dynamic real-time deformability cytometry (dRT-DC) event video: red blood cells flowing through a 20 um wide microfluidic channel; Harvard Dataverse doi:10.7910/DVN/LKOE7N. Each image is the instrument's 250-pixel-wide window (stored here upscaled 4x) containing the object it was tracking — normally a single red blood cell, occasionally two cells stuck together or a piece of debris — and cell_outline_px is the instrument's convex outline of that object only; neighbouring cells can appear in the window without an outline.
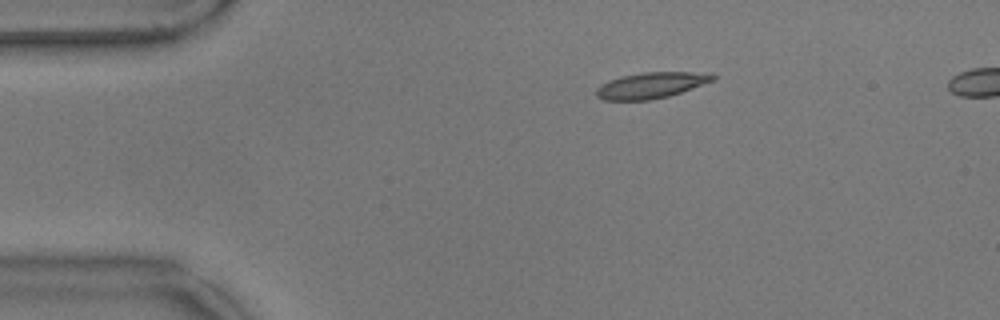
{"species": "common noctule bat (a hibernating species)", "species_latin": "Nyctalus noctula", "temperature_condition": "warm", "stored_images_in_passage": 49, "camera_frame_rate_fps": 3000, "um_per_image_px": 0.085, "animal": {"sex": "male", "body_mass_g": 17.9}, "frame": {"image": 1, "passage_image": 4, "time_ms": 1.0, "image_size_px": [1000, 320], "cell_outline_px": [[716, 80], [668, 96], [648, 100], [604, 100], [596, 96], [596, 88], [600, 84], [608, 80], [620, 76], [640, 72], [712, 72], [716, 76]], "centroid_in_image_um": [55.35, 7.23], "position_along_channel_um": 29.6, "area_um2": 17.86}}
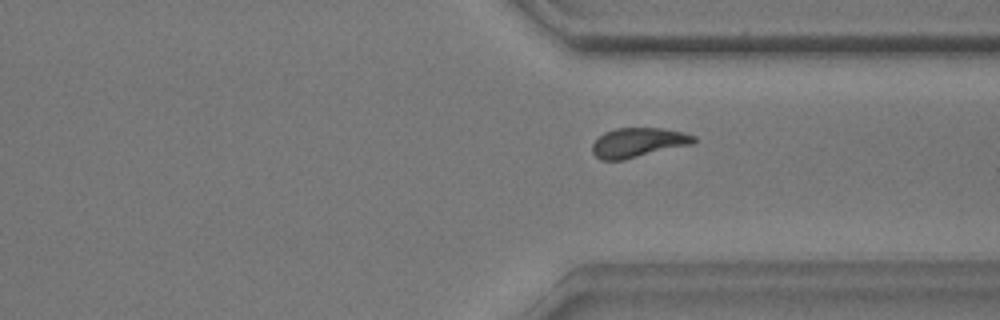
{"frame": {"image": 2, "passage_image": 36, "time_ms": 11.667, "image_size_px": [1000, 320], "cell_outline_px": [[696, 140], [692, 144], [624, 160], [600, 160], [592, 152], [592, 144], [604, 132], [616, 128], [664, 128], [684, 132], [696, 136]], "centroid_in_image_um": [54.25, 12.11], "position_along_channel_um": 357.1, "area_um2": 17.51}}
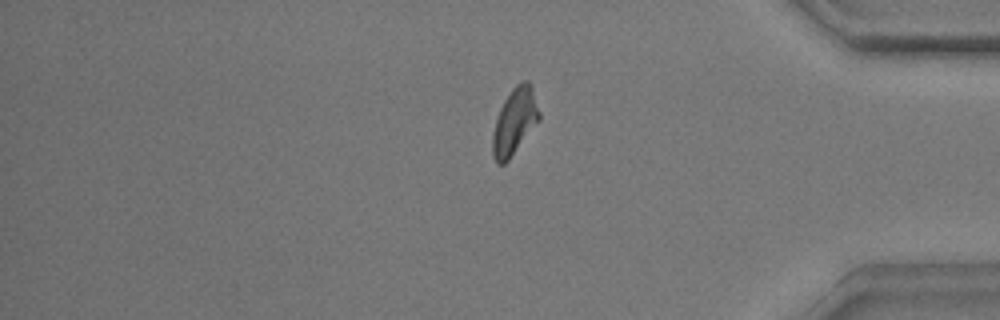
{"frame": {"image": 3, "passage_image": 41, "time_ms": 13.333, "image_size_px": [1000, 320], "cell_outline_px": [[540, 120], [508, 160], [504, 164], [496, 164], [492, 156], [492, 132], [500, 108], [504, 100], [512, 88], [520, 80], [528, 80], [532, 88], [540, 112]], "centroid_in_image_um": [43.73, 10.32], "position_along_channel_um": 391.5, "area_um2": 18.09}, "authors_computed_cell_mechanics": {"area_um2": 17.5134, "velocity_mm_per_s": 3.5477, "shape_relaxation_time_tau1_ms": 5.4667, "shape_relaxation_time_tau2_ms": 2.952, "deformation_change_tau1": 0.1657, "deformation_change_tau2": 0.0824}}